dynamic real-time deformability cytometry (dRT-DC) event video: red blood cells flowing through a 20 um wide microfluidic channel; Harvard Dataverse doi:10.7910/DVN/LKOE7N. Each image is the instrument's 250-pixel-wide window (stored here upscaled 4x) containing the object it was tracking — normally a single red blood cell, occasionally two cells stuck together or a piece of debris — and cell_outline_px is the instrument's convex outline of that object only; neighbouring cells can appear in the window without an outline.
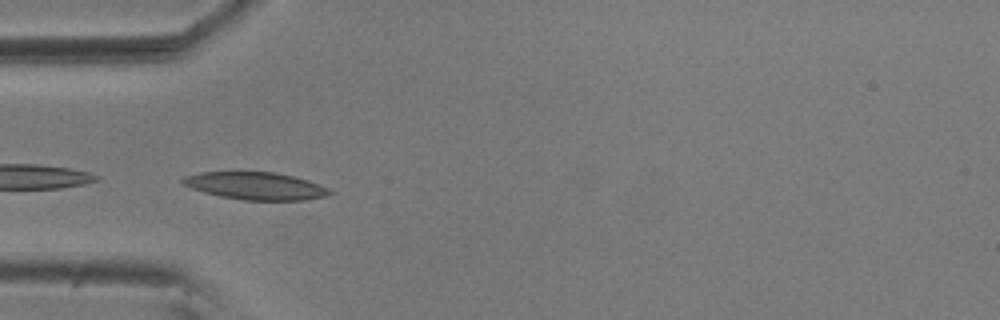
{"species": "common noctule bat (a hibernating species)", "species_latin": "Nyctalus noctula", "temperature_condition": "room temperature", "stored_images_in_passage": 38, "camera_frame_rate_fps": 3000, "um_per_image_px": 0.085, "animal": {"sex": "male", "body_mass_g": 20.5, "forearm_length_mm": 52.5}, "frame": {"image": 1, "passage_image": 8, "time_ms": 2.333, "image_size_px": [1000, 320], "cell_outline_px": [[332, 192], [324, 196], [304, 200], [244, 200], [220, 196], [204, 192], [180, 184], [180, 180], [184, 176], [200, 172], [272, 172], [292, 176], [308, 180], [328, 188]], "centroid_in_image_um": [21.67, 15.8], "position_along_channel_um": 63.3, "area_um2": 23.35}}
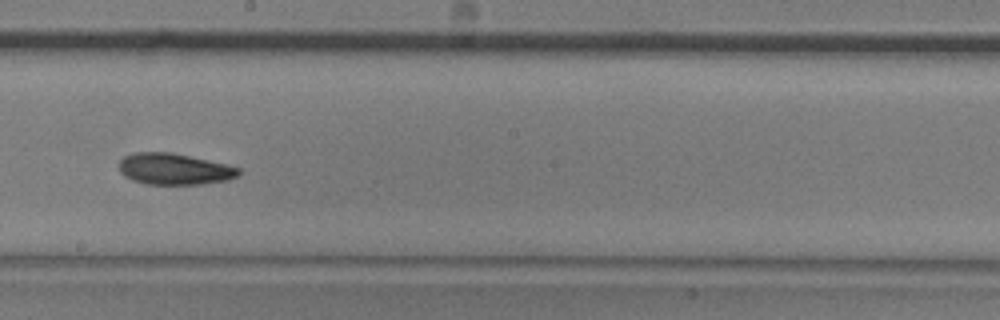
{"frame": {"image": 2, "passage_image": 22, "time_ms": 7.0, "image_size_px": [1000, 320], "cell_outline_px": [[240, 172], [236, 176], [228, 180], [200, 184], [144, 184], [132, 180], [124, 176], [120, 172], [116, 164], [124, 156], [132, 152], [172, 152], [224, 164], [240, 168]], "centroid_in_image_um": [14.73, 14.36], "position_along_channel_um": 233.5, "area_um2": 21.91}}
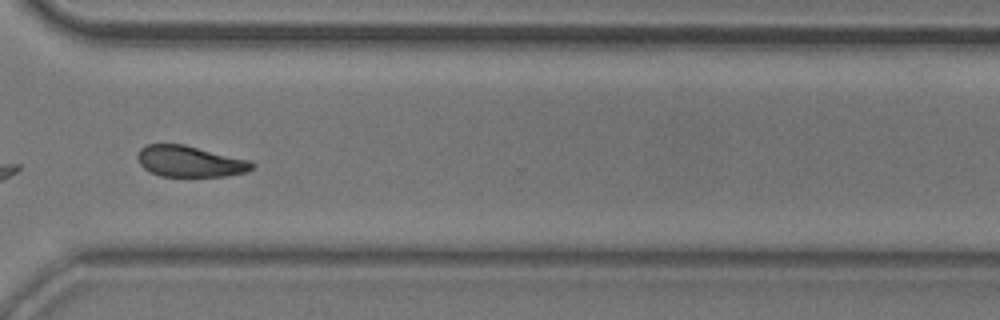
{"frame": {"image": 3, "passage_image": 32, "time_ms": 10.333, "image_size_px": [1000, 320], "cell_outline_px": [[256, 164], [248, 172], [224, 176], [160, 176], [144, 168], [140, 164], [136, 156], [140, 148], [148, 144], [184, 144], [252, 160]], "centroid_in_image_um": [16.18, 13.71], "position_along_channel_um": 354.4, "area_um2": 20.92}, "authors_computed_cell_mechanics": {"area_um2": 21.9062, "velocity_mm_per_s": 3.6428, "shape_relaxation_time_tau1_ms": 5.2978, "shape_relaxation_time_tau2_ms": 5.6555, "deformation_change_tau1": 0.1245, "deformation_change_tau2": 0.1032}}